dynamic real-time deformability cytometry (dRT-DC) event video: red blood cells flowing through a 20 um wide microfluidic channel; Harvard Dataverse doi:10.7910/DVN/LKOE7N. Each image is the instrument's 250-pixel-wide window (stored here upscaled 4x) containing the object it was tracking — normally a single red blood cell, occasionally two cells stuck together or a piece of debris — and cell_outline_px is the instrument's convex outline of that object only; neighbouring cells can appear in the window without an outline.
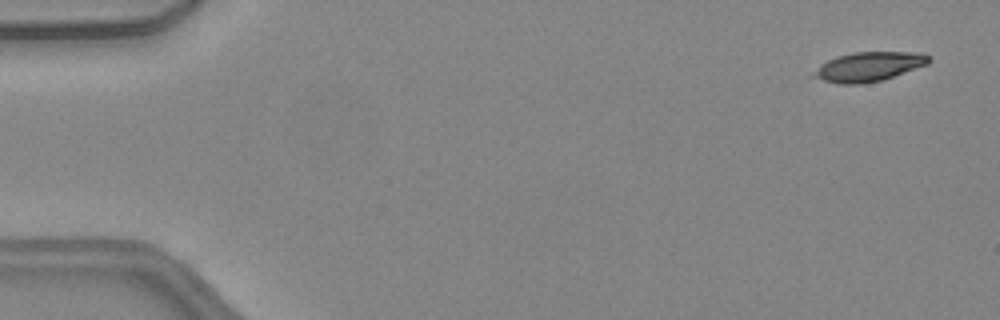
{"species": "common noctule bat (a hibernating species)", "species_latin": "Nyctalus noctula", "temperature_condition": "warm", "stored_images_in_passage": 14, "camera_frame_rate_fps": 3000, "um_per_image_px": 0.085, "animal": {"sex": "female", "body_mass_g": 24.6, "forearm_length_mm": 56.2}, "frame": {"image": 1, "passage_image": 3, "time_ms": 0.667, "image_size_px": [1000, 320], "cell_outline_px": [[932, 60], [928, 64], [880, 80], [860, 84], [840, 84], [808, 76], [820, 64], [836, 56], [852, 52], [916, 52], [928, 56]], "centroid_in_image_um": [73.78, 5.66], "position_along_channel_um": 11.2, "area_um2": 19.59}}